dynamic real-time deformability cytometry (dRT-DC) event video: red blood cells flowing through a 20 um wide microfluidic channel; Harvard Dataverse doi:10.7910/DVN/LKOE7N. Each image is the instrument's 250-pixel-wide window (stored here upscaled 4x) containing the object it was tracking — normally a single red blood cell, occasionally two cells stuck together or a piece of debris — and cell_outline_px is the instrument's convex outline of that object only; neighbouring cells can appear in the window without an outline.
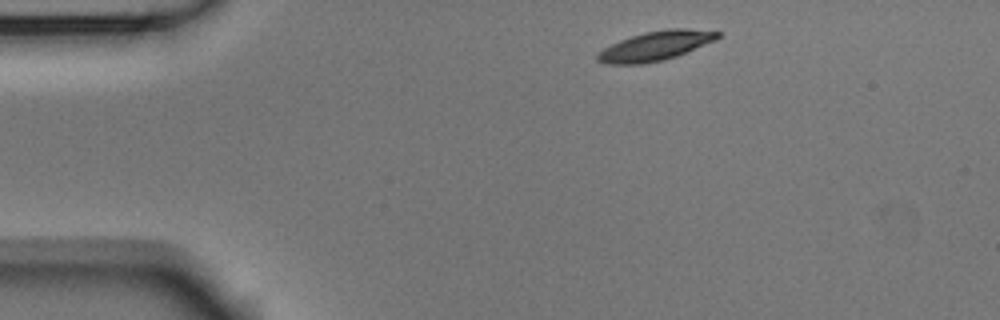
{"species": "Egyptian fruit bat (a non-hibernating species)", "species_latin": "Rousettus aegyptiacus", "temperature_condition": "room temperature", "stored_images_in_passage": 2, "camera_frame_rate_fps": 3000, "um_per_image_px": 0.085, "animal": {"sex": "male"}, "frame": {"image": 1, "passage_image": 1, "time_ms": 0.0, "image_size_px": [1000, 320], "cell_outline_px": [[720, 36], [716, 40], [676, 56], [664, 60], [640, 64], [608, 64], [596, 60], [596, 56], [604, 48], [620, 40], [644, 32], [668, 28], [688, 28], [720, 32]], "centroid_in_image_um": [55.73, 3.89], "position_along_channel_um": 29.3, "area_um2": 20.4}}